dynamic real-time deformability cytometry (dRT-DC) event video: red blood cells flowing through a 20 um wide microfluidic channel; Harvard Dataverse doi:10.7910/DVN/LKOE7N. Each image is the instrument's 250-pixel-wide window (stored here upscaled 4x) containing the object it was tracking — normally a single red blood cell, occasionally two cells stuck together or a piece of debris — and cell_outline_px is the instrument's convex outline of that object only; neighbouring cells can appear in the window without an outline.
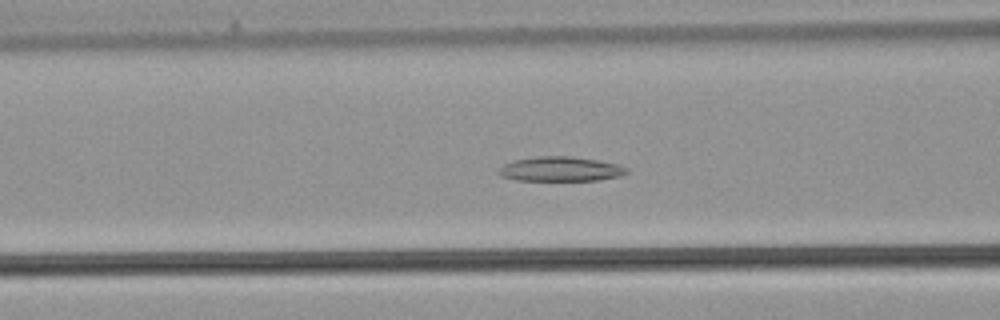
{"species": "common noctule bat (a hibernating species)", "species_latin": "Nyctalus noctula", "temperature_condition": "warm", "stored_images_in_passage": 43, "camera_frame_rate_fps": 3000, "um_per_image_px": 0.085, "animal": {"sex": "male", "body_mass_g": 21.5, "forearm_length_mm": 52.0}, "frame": {"image": 1, "passage_image": 16, "time_ms": 5.0, "image_size_px": [1000, 320], "cell_outline_px": [[628, 172], [620, 176], [600, 180], [516, 180], [500, 176], [496, 172], [504, 164], [516, 160], [540, 156], [572, 156], [620, 164], [628, 168]], "centroid_in_image_um": [47.67, 14.37], "position_along_channel_um": 118.9, "area_um2": 18.32}}
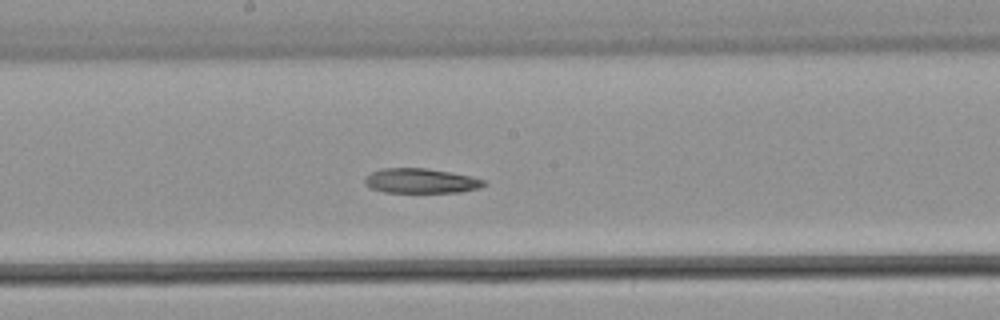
{"frame": {"image": 2, "passage_image": 22, "time_ms": 7.0, "image_size_px": [1000, 320], "cell_outline_px": [[488, 184], [480, 188], [460, 192], [384, 192], [372, 188], [364, 184], [364, 176], [372, 172], [384, 168], [428, 168], [472, 176], [484, 180]], "centroid_in_image_um": [35.79, 15.37], "position_along_channel_um": 212.4, "area_um2": 17.28}}
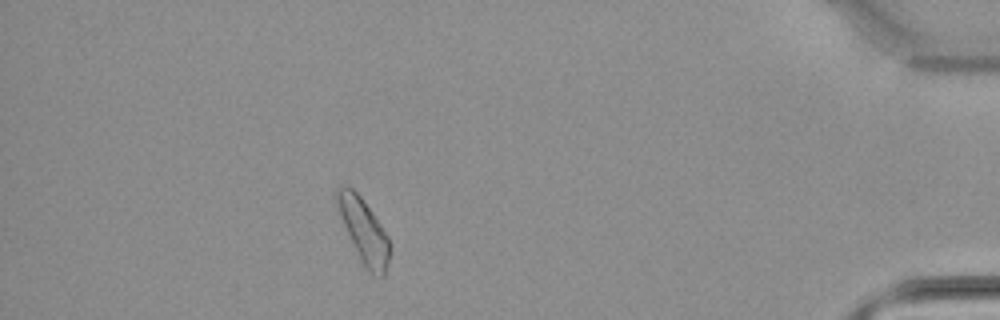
{"frame": {"image": 3, "passage_image": 38, "time_ms": 12.333, "image_size_px": [1000, 320], "cell_outline_px": [[392, 248], [388, 264], [384, 276], [376, 280], [364, 268], [356, 252], [332, 200], [332, 196], [336, 188], [340, 184], [344, 184], [352, 188], [360, 196], [372, 212], [388, 236]], "centroid_in_image_um": [30.88, 19.62], "position_along_channel_um": 404.3, "area_um2": 20.58}}